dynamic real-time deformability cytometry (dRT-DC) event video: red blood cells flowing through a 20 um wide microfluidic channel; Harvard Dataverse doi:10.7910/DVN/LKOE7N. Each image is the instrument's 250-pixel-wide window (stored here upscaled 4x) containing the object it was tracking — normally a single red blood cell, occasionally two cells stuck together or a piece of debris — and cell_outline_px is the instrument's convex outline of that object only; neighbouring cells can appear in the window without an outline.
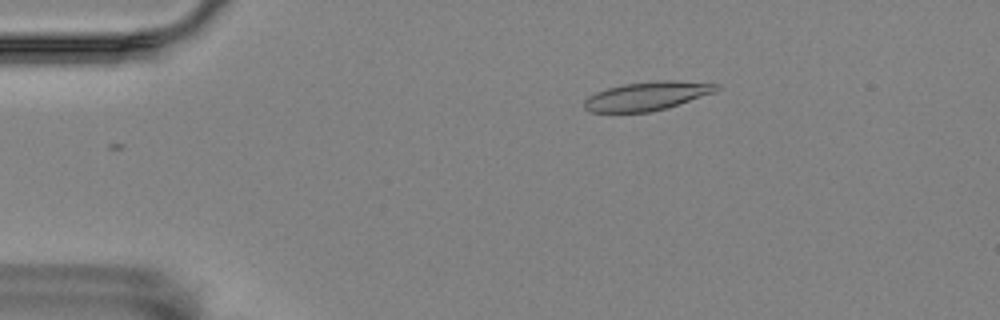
{"species": "Egyptian fruit bat (a non-hibernating species)", "species_latin": "Rousettus aegyptiacus", "temperature_condition": "room temperature", "stored_images_in_passage": 40, "camera_frame_rate_fps": 3000, "um_per_image_px": 0.085, "animal": {"sex": "female"}, "frame": {"image": 1, "passage_image": 1, "time_ms": 0.0, "image_size_px": [1000, 320], "cell_outline_px": [[720, 88], [716, 92], [668, 108], [648, 112], [588, 112], [584, 108], [584, 100], [588, 96], [596, 92], [608, 88], [624, 84], [656, 80], [676, 80], [720, 84]], "centroid_in_image_um": [55.03, 8.16], "position_along_channel_um": 30.0, "area_um2": 22.31}}
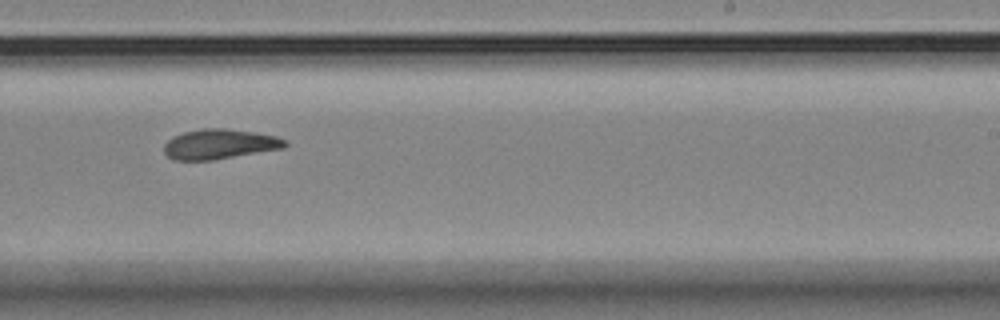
{"frame": {"image": 2, "passage_image": 26, "time_ms": 8.333, "image_size_px": [1000, 320], "cell_outline_px": [[288, 144], [284, 148], [212, 160], [172, 160], [164, 152], [164, 144], [172, 136], [184, 132], [204, 128], [224, 128], [252, 132], [276, 136], [284, 140]], "centroid_in_image_um": [18.63, 12.25], "position_along_channel_um": 270.4, "area_um2": 20.98}}
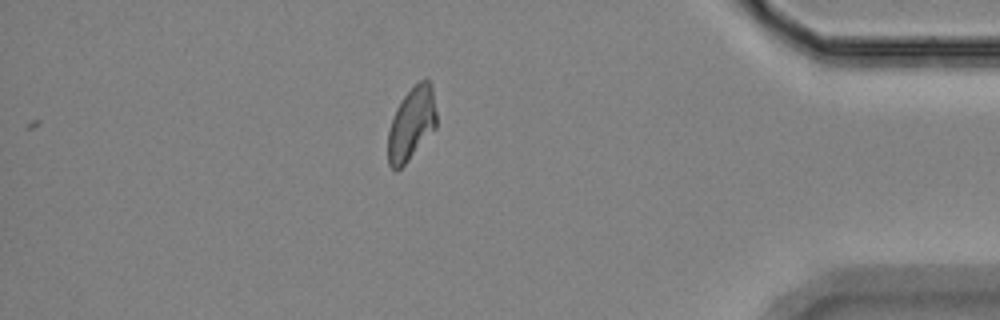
{"frame": {"image": 3, "passage_image": 40, "time_ms": 13.0, "image_size_px": [1000, 320], "cell_outline_px": [[436, 128], [408, 160], [396, 172], [388, 164], [388, 132], [396, 108], [400, 100], [424, 76], [428, 76], [432, 84], [436, 112]], "centroid_in_image_um": [34.99, 10.48], "position_along_channel_um": 400.2, "area_um2": 20.69}, "authors_computed_cell_mechanics": {"area_um2": 21.386, "velocity_mm_per_s": 3.5186, "shape_relaxation_time_tau1_ms": 5.0754, "shape_relaxation_time_tau2_ms": 3.9112, "deformation_change_tau1": 0.1493, "deformation_change_tau2": 0.1099}}